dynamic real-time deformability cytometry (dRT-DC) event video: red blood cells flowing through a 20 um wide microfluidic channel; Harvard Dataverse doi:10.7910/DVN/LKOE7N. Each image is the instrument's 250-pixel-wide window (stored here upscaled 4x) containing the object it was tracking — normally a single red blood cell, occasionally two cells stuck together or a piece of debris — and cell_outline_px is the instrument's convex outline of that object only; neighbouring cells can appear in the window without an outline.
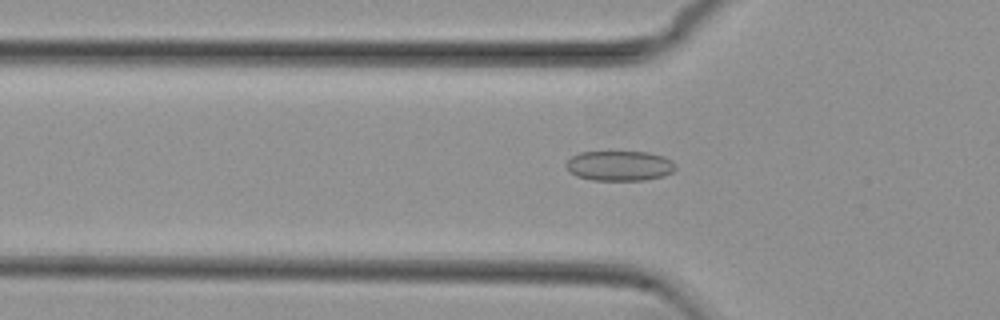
{"species": "common noctule bat (a hibernating species)", "species_latin": "Nyctalus noctula", "temperature_condition": "cold", "stored_images_in_passage": 47, "camera_frame_rate_fps": 3000, "um_per_image_px": 0.085, "animal": {"sex": "female", "body_mass_g": 29.2, "forearm_length_mm": 56.3}, "frame": {"image": 1, "passage_image": 17, "time_ms": 5.333, "image_size_px": [1000, 320], "cell_outline_px": [[676, 168], [672, 172], [664, 176], [644, 180], [592, 180], [576, 176], [568, 172], [564, 164], [572, 156], [580, 152], [648, 152], [664, 156], [672, 160], [676, 164]], "centroid_in_image_um": [52.65, 14.09], "position_along_channel_um": 73.1, "area_um2": 19.36}}
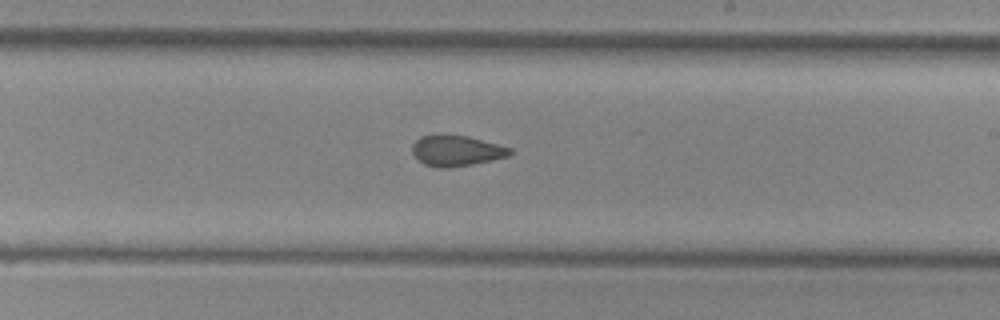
{"frame": {"image": 2, "passage_image": 31, "time_ms": 10.0, "image_size_px": [1000, 320], "cell_outline_px": [[512, 152], [508, 156], [492, 160], [472, 164], [448, 168], [436, 168], [424, 164], [412, 152], [412, 144], [420, 136], [436, 132], [440, 132], [468, 136], [512, 148]], "centroid_in_image_um": [38.75, 12.77], "position_along_channel_um": 250.2, "area_um2": 17.92}}
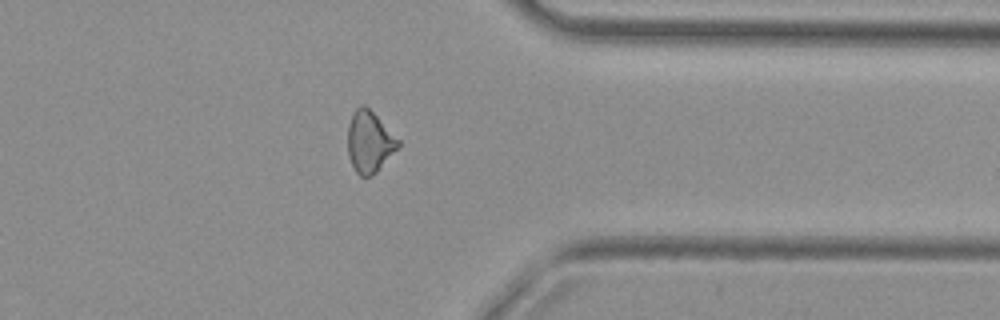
{"frame": {"image": 3, "passage_image": 42, "time_ms": 13.667, "image_size_px": [1000, 320], "cell_outline_px": [[400, 148], [372, 176], [360, 176], [356, 172], [348, 156], [348, 124], [356, 108], [360, 104], [364, 104], [400, 140]], "centroid_in_image_um": [31.42, 12.07], "position_along_channel_um": 380.0, "area_um2": 18.03}}